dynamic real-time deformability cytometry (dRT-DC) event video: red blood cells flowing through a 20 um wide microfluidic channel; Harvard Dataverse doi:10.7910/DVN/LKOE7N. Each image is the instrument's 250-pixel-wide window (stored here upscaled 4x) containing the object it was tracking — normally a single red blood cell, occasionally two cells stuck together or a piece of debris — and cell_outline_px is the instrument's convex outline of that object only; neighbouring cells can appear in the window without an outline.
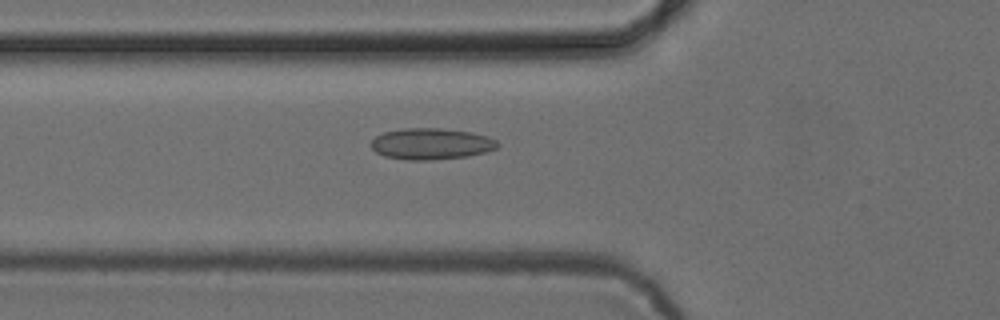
{"species": "common noctule bat (a hibernating species)", "species_latin": "Nyctalus noctula", "temperature_condition": "cold", "stored_images_in_passage": 42, "camera_frame_rate_fps": 3000, "um_per_image_px": 0.085, "animal": {"sex": "female", "body_mass_g": 24.6, "forearm_length_mm": 56.2}, "frame": {"image": 1, "passage_image": 8, "time_ms": 2.333, "image_size_px": [1000, 320], "cell_outline_px": [[500, 144], [496, 148], [488, 152], [468, 156], [432, 160], [408, 160], [384, 156], [376, 152], [372, 148], [372, 140], [376, 136], [384, 132], [404, 128], [440, 128], [472, 132], [488, 136], [496, 140]], "centroid_in_image_um": [36.68, 12.23], "position_along_channel_um": 89.1, "area_um2": 23.18}}
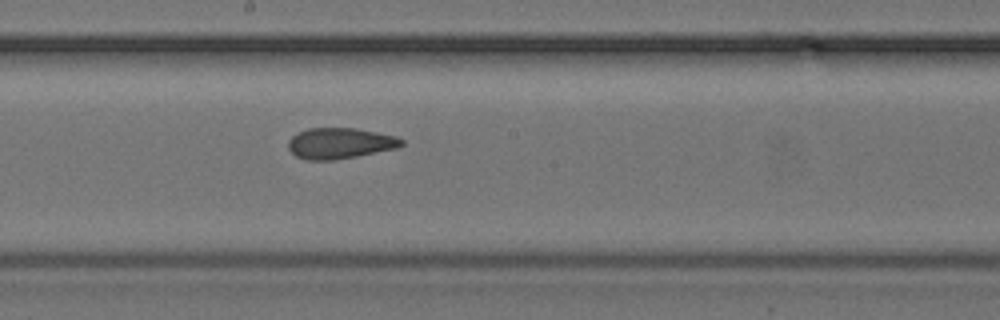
{"frame": {"image": 2, "passage_image": 18, "time_ms": 5.667, "image_size_px": [1000, 320], "cell_outline_px": [[404, 144], [396, 148], [336, 160], [304, 160], [296, 156], [288, 148], [288, 140], [292, 136], [308, 128], [356, 128], [396, 136], [404, 140]], "centroid_in_image_um": [28.88, 12.18], "position_along_channel_um": 219.3, "area_um2": 20.35}}
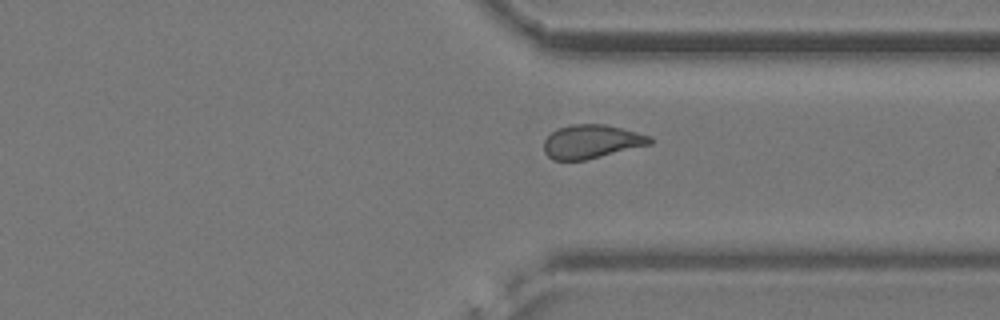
{"frame": {"image": 3, "passage_image": 29, "time_ms": 9.333, "image_size_px": [1000, 320], "cell_outline_px": [[652, 144], [584, 160], [552, 160], [544, 152], [544, 140], [556, 128], [572, 124], [604, 124], [652, 136]], "centroid_in_image_um": [50.26, 12.03], "position_along_channel_um": 361.1, "area_um2": 20.75}, "authors_computed_cell_mechanics": {"area_um2": 21.097, "velocity_mm_per_s": 3.8747, "shape_relaxation_time_tau1_ms": null, "shape_relaxation_time_tau2_ms": 2.1151, "deformation_change_tau1": null, "deformation_change_tau2": 0.0882}}